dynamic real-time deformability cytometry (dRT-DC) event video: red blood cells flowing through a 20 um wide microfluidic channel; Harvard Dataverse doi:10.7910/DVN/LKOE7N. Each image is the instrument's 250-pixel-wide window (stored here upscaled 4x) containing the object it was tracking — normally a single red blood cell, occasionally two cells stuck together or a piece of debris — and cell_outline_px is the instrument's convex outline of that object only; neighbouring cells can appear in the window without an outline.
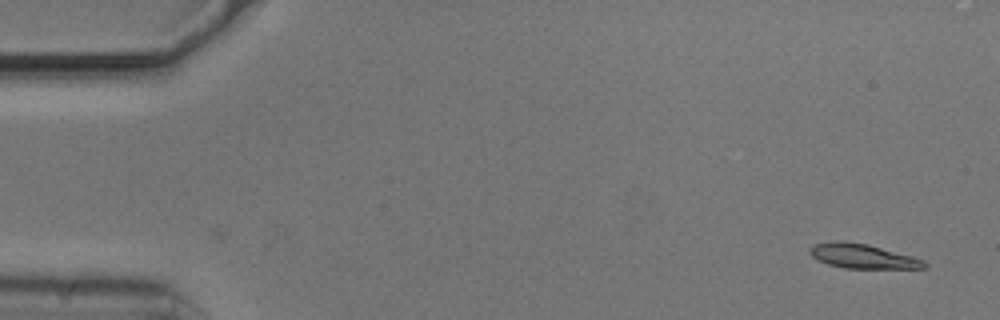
{"species": "common noctule bat (a hibernating species)", "species_latin": "Nyctalus noctula", "temperature_condition": "cold", "stored_images_in_passage": 3, "camera_frame_rate_fps": 3000, "um_per_image_px": 0.085, "animal": {"sex": "male", "body_mass_g": 20.5, "forearm_length_mm": 52.5}, "frame": {"image": 1, "passage_image": 3, "time_ms": 0.667, "image_size_px": [1000, 320], "cell_outline_px": [[928, 268], [844, 268], [828, 264], [816, 260], [808, 252], [808, 248], [812, 244], [832, 240], [840, 240], [868, 244], [912, 256], [924, 260], [928, 264]], "centroid_in_image_um": [73.27, 21.76], "position_along_channel_um": 11.7, "area_um2": 16.59}}